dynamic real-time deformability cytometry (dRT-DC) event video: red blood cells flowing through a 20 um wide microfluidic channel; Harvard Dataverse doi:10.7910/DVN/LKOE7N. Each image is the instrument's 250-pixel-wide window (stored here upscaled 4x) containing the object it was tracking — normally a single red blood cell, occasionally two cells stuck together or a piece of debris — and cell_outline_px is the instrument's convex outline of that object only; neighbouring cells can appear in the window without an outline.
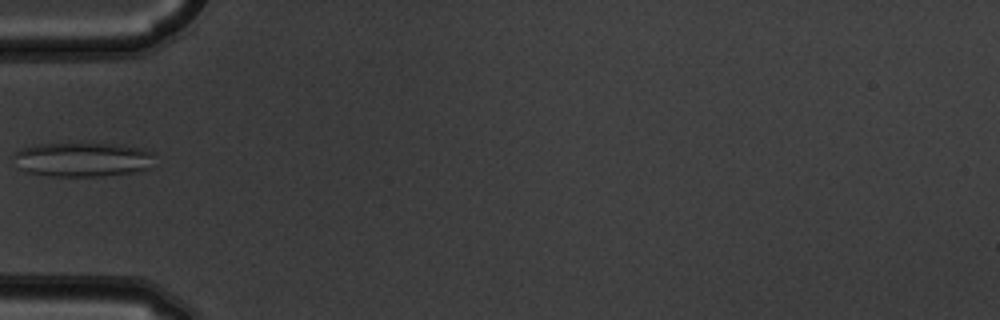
{"species": "common noctule bat (a hibernating species)", "species_latin": "Nyctalus noctula", "temperature_condition": "warm", "stored_images_in_passage": 5, "camera_frame_rate_fps": 3000, "um_per_image_px": 0.085, "animal": {"sex": "male", "body_mass_g": 19.5, "forearm_length_mm": 54.6}, "frame": {"image": 1, "passage_image": 3, "time_ms": 0.667, "image_size_px": [1000, 320], "cell_outline_px": [[152, 168], [132, 172], [100, 176], [48, 176], [24, 172], [20, 168], [12, 156], [12, 152], [20, 148], [36, 144], [124, 144], [144, 148], [152, 152]], "centroid_in_image_um": [6.99, 13.55], "position_along_channel_um": 78.0, "area_um2": 28.5}}